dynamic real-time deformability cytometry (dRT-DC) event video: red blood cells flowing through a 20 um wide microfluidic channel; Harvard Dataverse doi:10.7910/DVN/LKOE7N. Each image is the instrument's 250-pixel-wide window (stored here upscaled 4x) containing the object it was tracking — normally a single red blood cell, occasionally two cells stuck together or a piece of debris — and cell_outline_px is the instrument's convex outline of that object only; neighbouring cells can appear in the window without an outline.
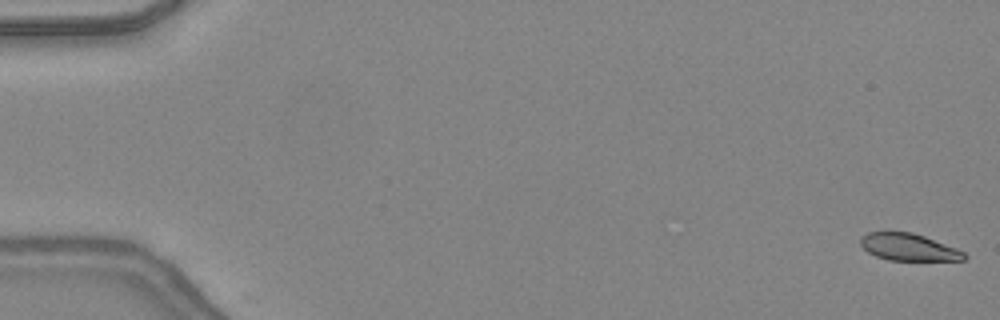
{"species": "common noctule bat (a hibernating species)", "species_latin": "Nyctalus noctula", "temperature_condition": "warm", "stored_images_in_passage": 48, "camera_frame_rate_fps": 3000, "um_per_image_px": 0.085, "animal": {"sex": "female", "body_mass_g": 24.6, "forearm_length_mm": 56.2}, "frame": {"image": 1, "passage_image": 1, "time_ms": 0.0, "image_size_px": [1000, 320], "cell_outline_px": [[968, 256], [964, 260], [888, 260], [876, 256], [868, 252], [860, 244], [860, 236], [868, 232], [888, 228], [912, 232], [924, 236], [956, 248], [964, 252]], "centroid_in_image_um": [77.15, 20.95], "position_along_channel_um": 7.8, "area_um2": 16.94}}
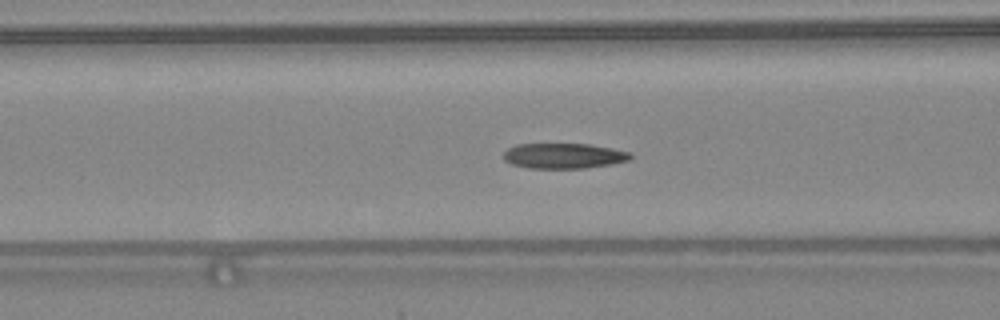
{"frame": {"image": 2, "passage_image": 20, "time_ms": 6.333, "image_size_px": [1000, 320], "cell_outline_px": [[632, 156], [628, 160], [612, 164], [584, 168], [528, 168], [512, 164], [504, 160], [504, 152], [508, 148], [516, 144], [588, 144], [612, 148], [632, 152]], "centroid_in_image_um": [47.92, 13.24], "position_along_channel_um": 118.7, "area_um2": 18.73}}
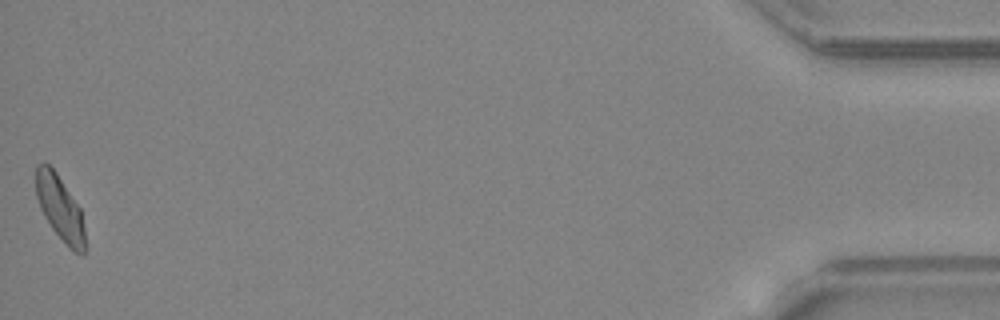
{"frame": {"image": 3, "passage_image": 48, "time_ms": 15.667, "image_size_px": [1000, 320], "cell_outline_px": [[84, 256], [68, 248], [52, 228], [44, 216], [40, 208], [36, 196], [36, 164], [44, 160], [56, 172], [80, 208], [84, 228]], "centroid_in_image_um": [5.07, 17.66], "position_along_channel_um": 430.1, "area_um2": 18.44}, "authors_computed_cell_mechanics": {"area_um2": 18.8139, "velocity_mm_per_s": 4.3663, "shape_relaxation_time_tau1_ms": null, "shape_relaxation_time_tau2_ms": 1.9702, "deformation_change_tau1": null, "deformation_change_tau2": 0.0838}}